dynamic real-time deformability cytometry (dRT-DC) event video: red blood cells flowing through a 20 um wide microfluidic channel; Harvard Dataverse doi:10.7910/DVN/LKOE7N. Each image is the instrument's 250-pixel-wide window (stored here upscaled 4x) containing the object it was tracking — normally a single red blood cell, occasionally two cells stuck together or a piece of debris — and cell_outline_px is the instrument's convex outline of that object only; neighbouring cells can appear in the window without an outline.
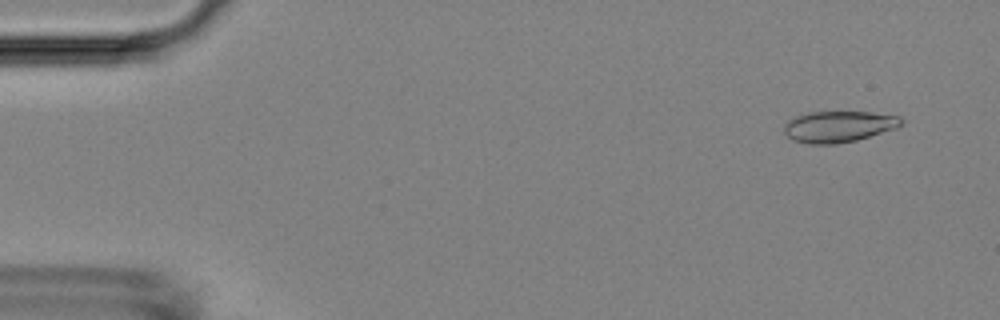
{"species": "Egyptian fruit bat (a non-hibernating species)", "species_latin": "Rousettus aegyptiacus", "temperature_condition": "room temperature", "stored_images_in_passage": 13, "camera_frame_rate_fps": 3000, "um_per_image_px": 0.085, "animal": {"sex": "female"}, "frame": {"image": 1, "passage_image": 4, "time_ms": 1.0, "image_size_px": [1000, 320], "cell_outline_px": [[904, 120], [896, 128], [856, 140], [836, 144], [808, 144], [792, 140], [784, 132], [784, 124], [788, 120], [796, 116], [808, 112], [872, 112], [900, 116]], "centroid_in_image_um": [71.26, 10.75], "position_along_channel_um": 13.7, "area_um2": 21.33}}